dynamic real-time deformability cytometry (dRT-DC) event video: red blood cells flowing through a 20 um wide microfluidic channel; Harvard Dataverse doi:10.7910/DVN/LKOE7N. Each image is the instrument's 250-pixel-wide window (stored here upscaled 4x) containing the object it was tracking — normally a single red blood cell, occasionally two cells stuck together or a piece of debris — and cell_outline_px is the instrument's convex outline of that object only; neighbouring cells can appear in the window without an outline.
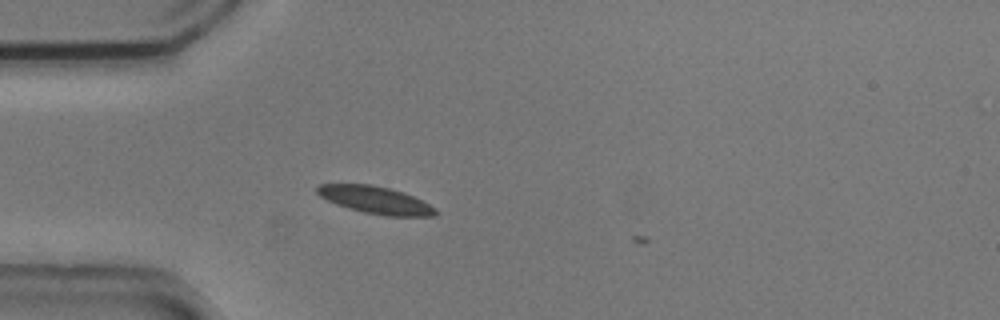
{"species": "common noctule bat (a hibernating species)", "species_latin": "Nyctalus noctula", "temperature_condition": "cold", "stored_images_in_passage": 8, "camera_frame_rate_fps": 3000, "um_per_image_px": 0.085, "animal": {"sex": "male", "body_mass_g": 20.5, "forearm_length_mm": 52.5}, "frame": {"image": 1, "passage_image": 4, "time_ms": 1.0, "image_size_px": [1000, 320], "cell_outline_px": [[440, 212], [436, 216], [384, 216], [364, 212], [348, 208], [336, 204], [320, 196], [316, 192], [316, 188], [320, 184], [372, 184], [404, 192], [436, 208]], "centroid_in_image_um": [31.94, 17.01], "position_along_channel_um": 53.1, "area_um2": 18.84}}